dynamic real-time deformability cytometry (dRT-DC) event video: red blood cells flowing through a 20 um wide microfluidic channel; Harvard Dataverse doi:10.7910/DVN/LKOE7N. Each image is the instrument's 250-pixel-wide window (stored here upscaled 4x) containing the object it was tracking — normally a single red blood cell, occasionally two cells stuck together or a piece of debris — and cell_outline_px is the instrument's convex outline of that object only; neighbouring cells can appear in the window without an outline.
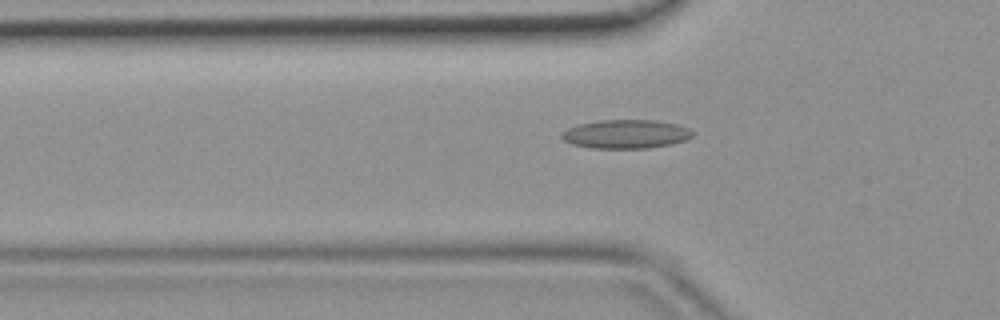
{"species": "common noctule bat (a hibernating species)", "species_latin": "Nyctalus noctula", "temperature_condition": "room temperature", "stored_images_in_passage": 46, "camera_frame_rate_fps": 3000, "um_per_image_px": 0.085, "animal": {"sex": "female", "body_mass_g": 19.9}, "frame": {"image": 1, "passage_image": 15, "time_ms": 4.667, "image_size_px": [1000, 320], "cell_outline_px": [[692, 136], [684, 140], [672, 144], [648, 148], [592, 148], [572, 144], [564, 140], [560, 136], [568, 128], [580, 124], [600, 120], [656, 120], [676, 124], [688, 128], [692, 132]], "centroid_in_image_um": [53.2, 11.4], "position_along_channel_um": 72.6, "area_um2": 21.73}}
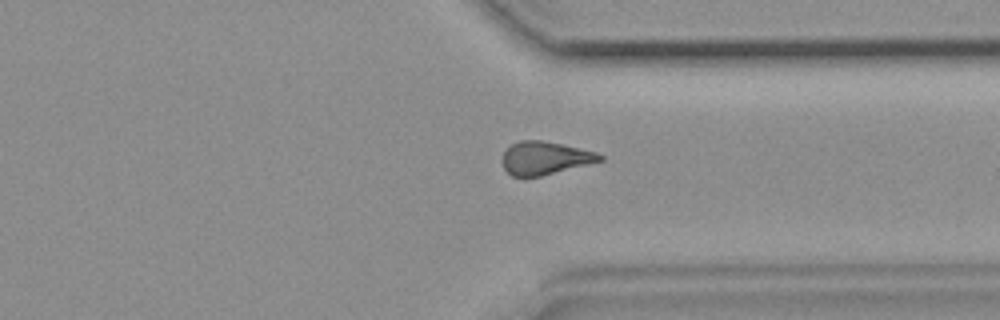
{"frame": {"image": 2, "passage_image": 35, "time_ms": 11.333, "image_size_px": [1000, 320], "cell_outline_px": [[604, 160], [540, 176], [512, 176], [504, 168], [504, 152], [512, 144], [520, 140], [540, 140], [560, 144], [596, 152], [604, 156]], "centroid_in_image_um": [46.34, 13.43], "position_along_channel_um": 365.1, "area_um2": 18.32}}
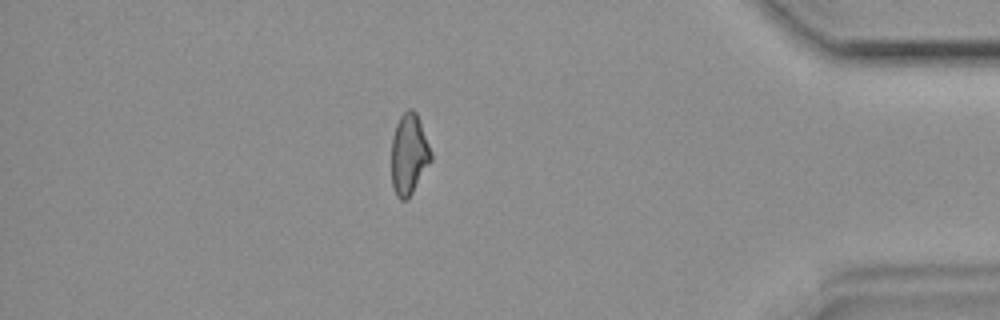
{"frame": {"image": 3, "passage_image": 40, "time_ms": 13.0, "image_size_px": [1000, 320], "cell_outline_px": [[432, 160], [412, 192], [404, 200], [400, 200], [396, 196], [392, 184], [392, 140], [396, 124], [400, 116], [408, 108], [412, 108], [416, 112], [420, 120], [432, 152]], "centroid_in_image_um": [34.77, 13.08], "position_along_channel_um": 400.4, "area_um2": 18.55}}